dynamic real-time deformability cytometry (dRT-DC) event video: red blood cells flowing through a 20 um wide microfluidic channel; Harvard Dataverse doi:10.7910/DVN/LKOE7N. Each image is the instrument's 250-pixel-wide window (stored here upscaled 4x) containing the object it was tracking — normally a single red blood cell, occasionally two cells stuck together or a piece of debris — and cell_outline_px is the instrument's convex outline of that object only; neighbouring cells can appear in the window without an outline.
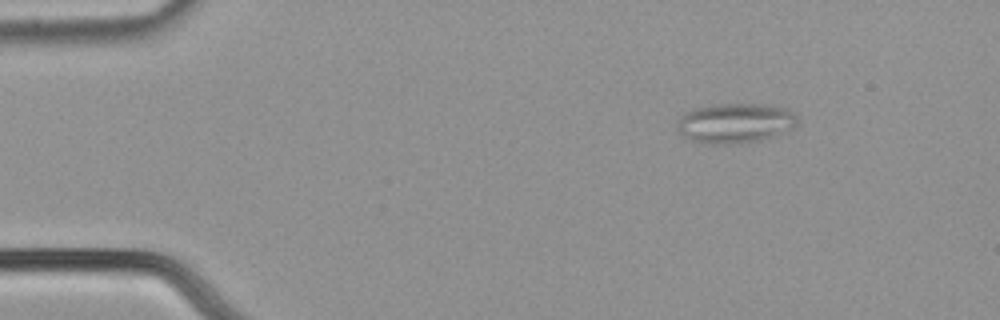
{"species": "common noctule bat (a hibernating species)", "species_latin": "Nyctalus noctula", "temperature_condition": "cold", "stored_images_in_passage": 48, "camera_frame_rate_fps": 3000, "um_per_image_px": 0.085, "animal": {"sex": "male", "body_mass_g": 21.5, "forearm_length_mm": 52.0}, "frame": {"image": 1, "passage_image": 1, "time_ms": 0.0, "image_size_px": [1000, 320], "cell_outline_px": [[800, 120], [796, 128], [760, 140], [732, 144], [704, 144], [692, 140], [684, 136], [676, 128], [676, 120], [680, 116], [692, 108], [712, 104], [764, 104], [788, 108]], "centroid_in_image_um": [62.49, 10.45], "position_along_channel_um": 22.5, "area_um2": 28.44}}
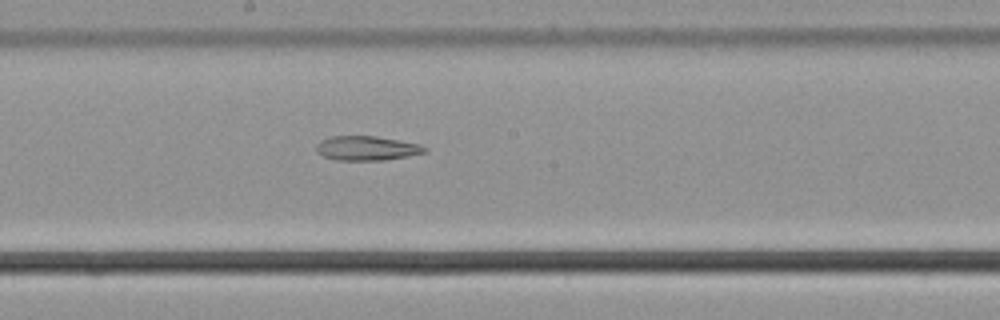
{"frame": {"image": 2, "passage_image": 23, "time_ms": 7.333, "image_size_px": [1000, 320], "cell_outline_px": [[428, 148], [424, 152], [408, 156], [384, 160], [336, 160], [324, 156], [316, 152], [316, 144], [320, 140], [328, 136], [376, 136], [420, 144]], "centroid_in_image_um": [31.13, 12.59], "position_along_channel_um": 217.1, "area_um2": 15.43}}
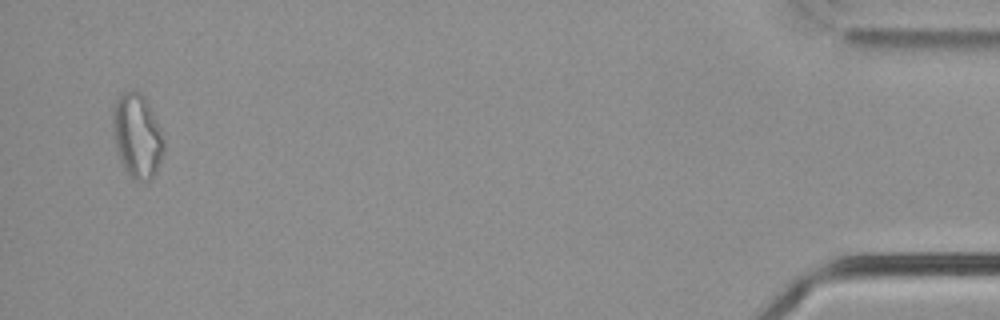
{"frame": {"image": 3, "passage_image": 46, "time_ms": 15.0, "image_size_px": [1000, 320], "cell_outline_px": [[164, 152], [156, 172], [148, 180], [136, 180], [128, 172], [120, 160], [116, 148], [112, 132], [112, 108], [116, 100], [124, 92], [140, 92], [144, 96], [156, 120], [164, 144]], "centroid_in_image_um": [11.63, 11.53], "position_along_channel_um": 423.6, "area_um2": 24.51}}